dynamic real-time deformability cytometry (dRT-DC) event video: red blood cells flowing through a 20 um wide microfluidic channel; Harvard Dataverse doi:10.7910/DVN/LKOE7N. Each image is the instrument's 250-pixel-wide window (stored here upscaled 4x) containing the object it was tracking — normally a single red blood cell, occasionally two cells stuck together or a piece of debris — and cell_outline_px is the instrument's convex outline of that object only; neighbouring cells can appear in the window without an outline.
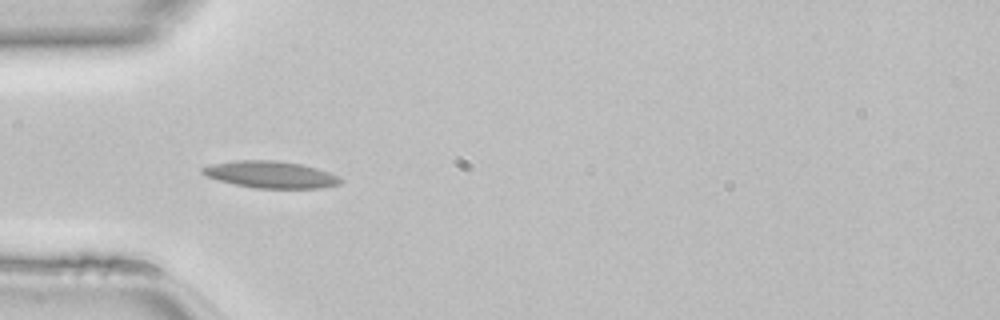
{"species": "common noctule bat (a hibernating species)", "species_latin": "Nyctalus noctula", "temperature_condition": "room temperature", "stored_images_in_passage": 47, "camera_frame_rate_fps": 3000, "um_per_image_px": 0.085, "animal": {"sex": "female", "body_mass_g": 22.7, "forearm_length_mm": 54.2}, "frame": {"image": 1, "passage_image": 14, "time_ms": 4.333, "image_size_px": [1000, 320], "cell_outline_px": [[344, 180], [340, 184], [320, 188], [252, 188], [220, 180], [208, 176], [200, 172], [200, 168], [212, 164], [240, 160], [276, 160], [300, 164], [316, 168], [340, 176]], "centroid_in_image_um": [23.05, 14.84], "position_along_channel_um": 62.0, "area_um2": 21.5}}